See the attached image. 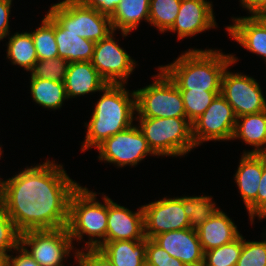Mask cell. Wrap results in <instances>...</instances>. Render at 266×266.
<instances>
[{"label":"cell","mask_w":266,"mask_h":266,"mask_svg":"<svg viewBox=\"0 0 266 266\" xmlns=\"http://www.w3.org/2000/svg\"><path fill=\"white\" fill-rule=\"evenodd\" d=\"M79 185L66 173L64 165L47 158L11 178H0V199L20 233L64 228L71 195Z\"/></svg>","instance_id":"1"},{"label":"cell","mask_w":266,"mask_h":266,"mask_svg":"<svg viewBox=\"0 0 266 266\" xmlns=\"http://www.w3.org/2000/svg\"><path fill=\"white\" fill-rule=\"evenodd\" d=\"M126 84H107L95 103L90 120L84 122L86 136L81 142V152L97 148L109 137L121 132L136 121L135 91Z\"/></svg>","instance_id":"2"},{"label":"cell","mask_w":266,"mask_h":266,"mask_svg":"<svg viewBox=\"0 0 266 266\" xmlns=\"http://www.w3.org/2000/svg\"><path fill=\"white\" fill-rule=\"evenodd\" d=\"M172 63L160 67L179 89L221 91L224 71L239 59L221 49L189 48Z\"/></svg>","instance_id":"3"},{"label":"cell","mask_w":266,"mask_h":266,"mask_svg":"<svg viewBox=\"0 0 266 266\" xmlns=\"http://www.w3.org/2000/svg\"><path fill=\"white\" fill-rule=\"evenodd\" d=\"M81 186L73 192L69 202L67 229L73 241L85 243L82 249L101 248L105 244L108 217V196ZM105 194V195H104ZM84 236L88 238L85 241Z\"/></svg>","instance_id":"4"},{"label":"cell","mask_w":266,"mask_h":266,"mask_svg":"<svg viewBox=\"0 0 266 266\" xmlns=\"http://www.w3.org/2000/svg\"><path fill=\"white\" fill-rule=\"evenodd\" d=\"M136 122L157 158L185 157L197 148L192 138V123L186 117H136Z\"/></svg>","instance_id":"5"},{"label":"cell","mask_w":266,"mask_h":266,"mask_svg":"<svg viewBox=\"0 0 266 266\" xmlns=\"http://www.w3.org/2000/svg\"><path fill=\"white\" fill-rule=\"evenodd\" d=\"M156 69L158 73L152 76V83L134 90L136 117H186L179 88L160 65Z\"/></svg>","instance_id":"6"},{"label":"cell","mask_w":266,"mask_h":266,"mask_svg":"<svg viewBox=\"0 0 266 266\" xmlns=\"http://www.w3.org/2000/svg\"><path fill=\"white\" fill-rule=\"evenodd\" d=\"M47 11L64 29L99 42L113 31L110 16L99 13L82 0H61Z\"/></svg>","instance_id":"7"},{"label":"cell","mask_w":266,"mask_h":266,"mask_svg":"<svg viewBox=\"0 0 266 266\" xmlns=\"http://www.w3.org/2000/svg\"><path fill=\"white\" fill-rule=\"evenodd\" d=\"M74 244L67 227L20 233V245L40 266H65L71 252L76 259L79 249Z\"/></svg>","instance_id":"8"},{"label":"cell","mask_w":266,"mask_h":266,"mask_svg":"<svg viewBox=\"0 0 266 266\" xmlns=\"http://www.w3.org/2000/svg\"><path fill=\"white\" fill-rule=\"evenodd\" d=\"M96 149L99 153L98 160L113 164L119 169L136 167L145 157L156 156L136 123L109 137Z\"/></svg>","instance_id":"9"},{"label":"cell","mask_w":266,"mask_h":266,"mask_svg":"<svg viewBox=\"0 0 266 266\" xmlns=\"http://www.w3.org/2000/svg\"><path fill=\"white\" fill-rule=\"evenodd\" d=\"M231 64L222 77L221 95L231 105L236 117L266 110V96L261 84L253 76L231 72Z\"/></svg>","instance_id":"10"},{"label":"cell","mask_w":266,"mask_h":266,"mask_svg":"<svg viewBox=\"0 0 266 266\" xmlns=\"http://www.w3.org/2000/svg\"><path fill=\"white\" fill-rule=\"evenodd\" d=\"M113 30L105 38L95 43L92 65L107 84H126L138 66L128 52L116 40ZM115 36V37H114Z\"/></svg>","instance_id":"11"},{"label":"cell","mask_w":266,"mask_h":266,"mask_svg":"<svg viewBox=\"0 0 266 266\" xmlns=\"http://www.w3.org/2000/svg\"><path fill=\"white\" fill-rule=\"evenodd\" d=\"M237 117L231 105L217 95L206 111L192 123V138L196 147L208 141H231Z\"/></svg>","instance_id":"12"},{"label":"cell","mask_w":266,"mask_h":266,"mask_svg":"<svg viewBox=\"0 0 266 266\" xmlns=\"http://www.w3.org/2000/svg\"><path fill=\"white\" fill-rule=\"evenodd\" d=\"M145 238L152 239L160 233L191 228L184 212L183 196L167 197L142 205Z\"/></svg>","instance_id":"13"},{"label":"cell","mask_w":266,"mask_h":266,"mask_svg":"<svg viewBox=\"0 0 266 266\" xmlns=\"http://www.w3.org/2000/svg\"><path fill=\"white\" fill-rule=\"evenodd\" d=\"M213 2L207 0H181L178 15L167 32L177 33V40L218 28Z\"/></svg>","instance_id":"14"},{"label":"cell","mask_w":266,"mask_h":266,"mask_svg":"<svg viewBox=\"0 0 266 266\" xmlns=\"http://www.w3.org/2000/svg\"><path fill=\"white\" fill-rule=\"evenodd\" d=\"M241 154L233 180L238 187V193H240L252 225L257 217V192L263 168L266 166V158L261 154Z\"/></svg>","instance_id":"15"},{"label":"cell","mask_w":266,"mask_h":266,"mask_svg":"<svg viewBox=\"0 0 266 266\" xmlns=\"http://www.w3.org/2000/svg\"><path fill=\"white\" fill-rule=\"evenodd\" d=\"M144 215L142 205L136 211L121 206L108 197L106 242L144 240Z\"/></svg>","instance_id":"16"},{"label":"cell","mask_w":266,"mask_h":266,"mask_svg":"<svg viewBox=\"0 0 266 266\" xmlns=\"http://www.w3.org/2000/svg\"><path fill=\"white\" fill-rule=\"evenodd\" d=\"M152 240L186 266H202L204 252L199 241L197 230L186 228L183 230L160 233Z\"/></svg>","instance_id":"17"},{"label":"cell","mask_w":266,"mask_h":266,"mask_svg":"<svg viewBox=\"0 0 266 266\" xmlns=\"http://www.w3.org/2000/svg\"><path fill=\"white\" fill-rule=\"evenodd\" d=\"M226 26L227 34L241 47L262 57L266 65V22L260 16L231 17Z\"/></svg>","instance_id":"18"},{"label":"cell","mask_w":266,"mask_h":266,"mask_svg":"<svg viewBox=\"0 0 266 266\" xmlns=\"http://www.w3.org/2000/svg\"><path fill=\"white\" fill-rule=\"evenodd\" d=\"M106 85L107 82L100 76L91 61L69 63L64 80L68 100L93 95L96 92L100 94Z\"/></svg>","instance_id":"19"},{"label":"cell","mask_w":266,"mask_h":266,"mask_svg":"<svg viewBox=\"0 0 266 266\" xmlns=\"http://www.w3.org/2000/svg\"><path fill=\"white\" fill-rule=\"evenodd\" d=\"M229 217L220 209L196 229L203 252L231 243L241 235Z\"/></svg>","instance_id":"20"},{"label":"cell","mask_w":266,"mask_h":266,"mask_svg":"<svg viewBox=\"0 0 266 266\" xmlns=\"http://www.w3.org/2000/svg\"><path fill=\"white\" fill-rule=\"evenodd\" d=\"M237 139L253 148L242 153L259 154L266 145V110L237 117L232 140Z\"/></svg>","instance_id":"21"},{"label":"cell","mask_w":266,"mask_h":266,"mask_svg":"<svg viewBox=\"0 0 266 266\" xmlns=\"http://www.w3.org/2000/svg\"><path fill=\"white\" fill-rule=\"evenodd\" d=\"M150 0H121L110 16L113 30L126 38L142 21L149 22Z\"/></svg>","instance_id":"22"},{"label":"cell","mask_w":266,"mask_h":266,"mask_svg":"<svg viewBox=\"0 0 266 266\" xmlns=\"http://www.w3.org/2000/svg\"><path fill=\"white\" fill-rule=\"evenodd\" d=\"M54 35L59 57L71 62L91 61L95 42L82 38L78 34L64 29L54 19Z\"/></svg>","instance_id":"23"},{"label":"cell","mask_w":266,"mask_h":266,"mask_svg":"<svg viewBox=\"0 0 266 266\" xmlns=\"http://www.w3.org/2000/svg\"><path fill=\"white\" fill-rule=\"evenodd\" d=\"M147 238L106 242L100 250L114 266H142L146 261Z\"/></svg>","instance_id":"24"},{"label":"cell","mask_w":266,"mask_h":266,"mask_svg":"<svg viewBox=\"0 0 266 266\" xmlns=\"http://www.w3.org/2000/svg\"><path fill=\"white\" fill-rule=\"evenodd\" d=\"M29 80L31 99L45 110L61 109L64 101H68L64 82L38 77H30Z\"/></svg>","instance_id":"25"},{"label":"cell","mask_w":266,"mask_h":266,"mask_svg":"<svg viewBox=\"0 0 266 266\" xmlns=\"http://www.w3.org/2000/svg\"><path fill=\"white\" fill-rule=\"evenodd\" d=\"M7 35L6 59L14 66L22 67L26 72H30L34 64L38 61L34 41L31 32H15Z\"/></svg>","instance_id":"26"},{"label":"cell","mask_w":266,"mask_h":266,"mask_svg":"<svg viewBox=\"0 0 266 266\" xmlns=\"http://www.w3.org/2000/svg\"><path fill=\"white\" fill-rule=\"evenodd\" d=\"M40 23L35 30H31L38 60L59 57L54 35V18L46 12Z\"/></svg>","instance_id":"27"},{"label":"cell","mask_w":266,"mask_h":266,"mask_svg":"<svg viewBox=\"0 0 266 266\" xmlns=\"http://www.w3.org/2000/svg\"><path fill=\"white\" fill-rule=\"evenodd\" d=\"M183 208L191 228L195 230L220 210L216 202L213 201V196L203 194L201 196L184 195Z\"/></svg>","instance_id":"28"},{"label":"cell","mask_w":266,"mask_h":266,"mask_svg":"<svg viewBox=\"0 0 266 266\" xmlns=\"http://www.w3.org/2000/svg\"><path fill=\"white\" fill-rule=\"evenodd\" d=\"M181 0H150L149 22L160 33H166L174 24Z\"/></svg>","instance_id":"29"},{"label":"cell","mask_w":266,"mask_h":266,"mask_svg":"<svg viewBox=\"0 0 266 266\" xmlns=\"http://www.w3.org/2000/svg\"><path fill=\"white\" fill-rule=\"evenodd\" d=\"M185 111L186 118L193 123L200 117L212 103L214 98L221 94V91H204L192 89H179Z\"/></svg>","instance_id":"30"},{"label":"cell","mask_w":266,"mask_h":266,"mask_svg":"<svg viewBox=\"0 0 266 266\" xmlns=\"http://www.w3.org/2000/svg\"><path fill=\"white\" fill-rule=\"evenodd\" d=\"M243 246L241 234L233 242L204 252V266H236Z\"/></svg>","instance_id":"31"},{"label":"cell","mask_w":266,"mask_h":266,"mask_svg":"<svg viewBox=\"0 0 266 266\" xmlns=\"http://www.w3.org/2000/svg\"><path fill=\"white\" fill-rule=\"evenodd\" d=\"M69 62L61 57L38 60L30 71V77L64 82Z\"/></svg>","instance_id":"32"},{"label":"cell","mask_w":266,"mask_h":266,"mask_svg":"<svg viewBox=\"0 0 266 266\" xmlns=\"http://www.w3.org/2000/svg\"><path fill=\"white\" fill-rule=\"evenodd\" d=\"M20 244V232L6 214L0 199V250L8 255Z\"/></svg>","instance_id":"33"},{"label":"cell","mask_w":266,"mask_h":266,"mask_svg":"<svg viewBox=\"0 0 266 266\" xmlns=\"http://www.w3.org/2000/svg\"><path fill=\"white\" fill-rule=\"evenodd\" d=\"M236 266H266V240L250 241L243 237L242 251Z\"/></svg>","instance_id":"34"},{"label":"cell","mask_w":266,"mask_h":266,"mask_svg":"<svg viewBox=\"0 0 266 266\" xmlns=\"http://www.w3.org/2000/svg\"><path fill=\"white\" fill-rule=\"evenodd\" d=\"M146 262L153 266H186L180 260L171 257L152 239L147 238Z\"/></svg>","instance_id":"35"},{"label":"cell","mask_w":266,"mask_h":266,"mask_svg":"<svg viewBox=\"0 0 266 266\" xmlns=\"http://www.w3.org/2000/svg\"><path fill=\"white\" fill-rule=\"evenodd\" d=\"M74 263L76 266H114L99 248L79 249Z\"/></svg>","instance_id":"36"},{"label":"cell","mask_w":266,"mask_h":266,"mask_svg":"<svg viewBox=\"0 0 266 266\" xmlns=\"http://www.w3.org/2000/svg\"><path fill=\"white\" fill-rule=\"evenodd\" d=\"M16 255H12V254ZM6 266H40L19 244L11 254L7 255Z\"/></svg>","instance_id":"37"},{"label":"cell","mask_w":266,"mask_h":266,"mask_svg":"<svg viewBox=\"0 0 266 266\" xmlns=\"http://www.w3.org/2000/svg\"><path fill=\"white\" fill-rule=\"evenodd\" d=\"M13 0H0V41L6 39L10 32L11 6Z\"/></svg>","instance_id":"38"},{"label":"cell","mask_w":266,"mask_h":266,"mask_svg":"<svg viewBox=\"0 0 266 266\" xmlns=\"http://www.w3.org/2000/svg\"><path fill=\"white\" fill-rule=\"evenodd\" d=\"M89 7L97 10L99 13L111 16L115 10L117 5L121 0H82Z\"/></svg>","instance_id":"39"},{"label":"cell","mask_w":266,"mask_h":266,"mask_svg":"<svg viewBox=\"0 0 266 266\" xmlns=\"http://www.w3.org/2000/svg\"><path fill=\"white\" fill-rule=\"evenodd\" d=\"M266 212V166L260 179L257 192V218H260Z\"/></svg>","instance_id":"40"},{"label":"cell","mask_w":266,"mask_h":266,"mask_svg":"<svg viewBox=\"0 0 266 266\" xmlns=\"http://www.w3.org/2000/svg\"><path fill=\"white\" fill-rule=\"evenodd\" d=\"M241 7L251 16H260L266 12V0H239Z\"/></svg>","instance_id":"41"},{"label":"cell","mask_w":266,"mask_h":266,"mask_svg":"<svg viewBox=\"0 0 266 266\" xmlns=\"http://www.w3.org/2000/svg\"><path fill=\"white\" fill-rule=\"evenodd\" d=\"M7 255L0 250V266H6Z\"/></svg>","instance_id":"42"},{"label":"cell","mask_w":266,"mask_h":266,"mask_svg":"<svg viewBox=\"0 0 266 266\" xmlns=\"http://www.w3.org/2000/svg\"><path fill=\"white\" fill-rule=\"evenodd\" d=\"M259 154H261L264 158H266V145L265 148Z\"/></svg>","instance_id":"43"},{"label":"cell","mask_w":266,"mask_h":266,"mask_svg":"<svg viewBox=\"0 0 266 266\" xmlns=\"http://www.w3.org/2000/svg\"><path fill=\"white\" fill-rule=\"evenodd\" d=\"M260 17L266 22V12L262 13Z\"/></svg>","instance_id":"44"},{"label":"cell","mask_w":266,"mask_h":266,"mask_svg":"<svg viewBox=\"0 0 266 266\" xmlns=\"http://www.w3.org/2000/svg\"><path fill=\"white\" fill-rule=\"evenodd\" d=\"M2 146L3 145L0 144V159L3 158L2 155H3V152H4V150H2V148H3Z\"/></svg>","instance_id":"45"},{"label":"cell","mask_w":266,"mask_h":266,"mask_svg":"<svg viewBox=\"0 0 266 266\" xmlns=\"http://www.w3.org/2000/svg\"><path fill=\"white\" fill-rule=\"evenodd\" d=\"M263 219H266V212L260 218H258L257 220H262L263 221Z\"/></svg>","instance_id":"46"},{"label":"cell","mask_w":266,"mask_h":266,"mask_svg":"<svg viewBox=\"0 0 266 266\" xmlns=\"http://www.w3.org/2000/svg\"><path fill=\"white\" fill-rule=\"evenodd\" d=\"M142 266H153V265H151V264H149V263H147L146 261L142 264Z\"/></svg>","instance_id":"47"},{"label":"cell","mask_w":266,"mask_h":266,"mask_svg":"<svg viewBox=\"0 0 266 266\" xmlns=\"http://www.w3.org/2000/svg\"><path fill=\"white\" fill-rule=\"evenodd\" d=\"M261 235H262V237H264V238H265V240H266V231H265V232H263Z\"/></svg>","instance_id":"48"}]
</instances>
